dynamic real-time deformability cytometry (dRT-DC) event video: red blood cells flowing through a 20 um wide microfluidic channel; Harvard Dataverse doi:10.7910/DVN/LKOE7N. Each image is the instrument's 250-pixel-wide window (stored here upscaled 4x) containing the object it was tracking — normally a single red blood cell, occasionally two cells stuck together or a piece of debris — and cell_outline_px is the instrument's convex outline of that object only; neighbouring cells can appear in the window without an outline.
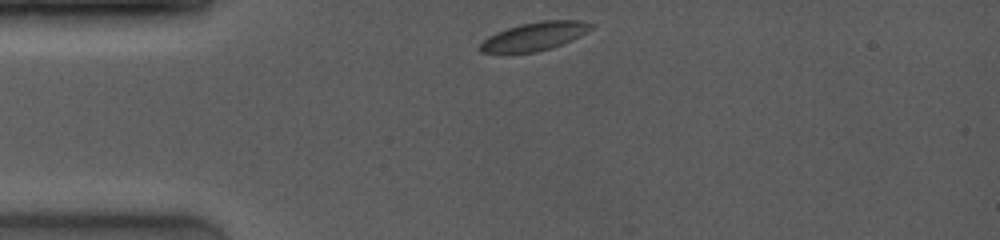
{"species": "common noctule bat (a hibernating species)", "species_latin": "Nyctalus noctula", "temperature_condition": "room temperature", "stored_images_in_passage": 57, "camera_frame_rate_fps": 4000, "um_per_image_px": 0.085, "animal": {"sex": "female", "body_mass_g": 19.0, "forearm_length_mm": 53.3}, "frame": {"image": 1, "passage_image": 1, "time_ms": 0.0, "image_size_px": [1000, 240], "cell_outline_px": [[596, 24], [592, 28], [580, 36], [572, 40], [552, 48], [536, 52], [508, 56], [500, 56], [480, 52], [476, 48], [488, 36], [496, 32], [520, 24], [540, 20], [580, 20]], "centroid_in_image_um": [45.34, 3.14], "position_along_channel_um": 39.7, "area_um2": 19.31}}
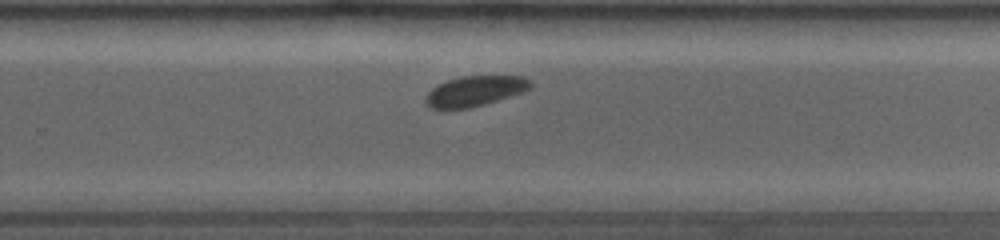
{"frame": {"image": 2, "passage_image": 27, "time_ms": 7.0, "image_size_px": [1000, 240], "cell_outline_px": [[532, 88], [524, 92], [484, 104], [468, 108], [432, 108], [424, 100], [424, 96], [432, 88], [448, 80], [460, 76], [524, 76], [532, 80]], "centroid_in_image_um": [40.42, 7.72], "position_along_channel_um": 289.4, "area_um2": 18.44}}
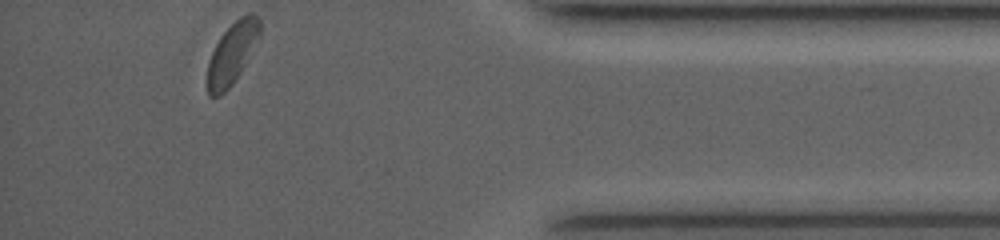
{"frame": {"image": 3, "passage_image": 56, "time_ms": 10.75, "image_size_px": [1000, 240], "cell_outline_px": [[260, 40], [236, 80], [220, 96], [208, 96], [208, 60], [220, 36], [240, 16], [248, 12], [252, 12], [260, 20]], "centroid_in_image_um": [19.77, 4.51], "position_along_channel_um": 415.4, "area_um2": 18.9}}